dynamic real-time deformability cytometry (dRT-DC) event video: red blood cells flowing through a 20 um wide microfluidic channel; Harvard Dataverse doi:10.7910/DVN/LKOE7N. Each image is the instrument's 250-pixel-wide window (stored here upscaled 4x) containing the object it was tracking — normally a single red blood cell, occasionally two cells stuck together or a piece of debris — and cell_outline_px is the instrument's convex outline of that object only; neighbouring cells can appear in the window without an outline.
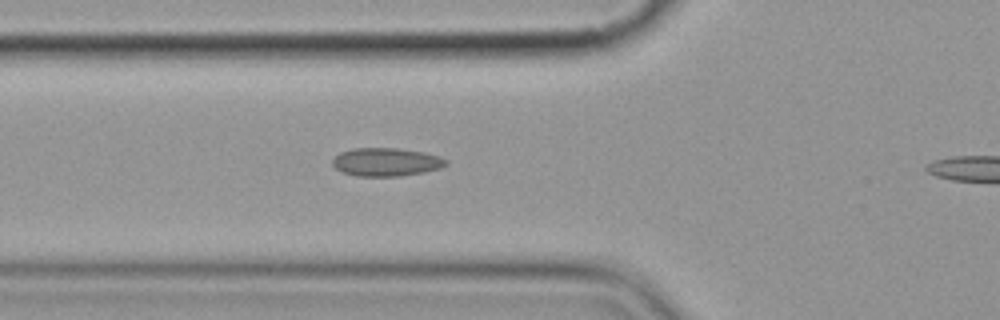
{"species": "common noctule bat (a hibernating species)", "species_latin": "Nyctalus noctula", "temperature_condition": "cold", "stored_images_in_passage": 4, "camera_frame_rate_fps": 3000, "um_per_image_px": 0.085, "animal": {"sex": "female", "body_mass_g": 19.9}, "frame": {"image": 1, "passage_image": 4, "time_ms": 3.667, "image_size_px": [1000, 320], "cell_outline_px": [[448, 164], [440, 168], [400, 176], [356, 176], [344, 172], [336, 168], [332, 164], [332, 160], [340, 152], [352, 148], [396, 148], [424, 152], [440, 156], [448, 160]], "centroid_in_image_um": [32.83, 13.76], "position_along_channel_um": 93.0, "area_um2": 18.61}}